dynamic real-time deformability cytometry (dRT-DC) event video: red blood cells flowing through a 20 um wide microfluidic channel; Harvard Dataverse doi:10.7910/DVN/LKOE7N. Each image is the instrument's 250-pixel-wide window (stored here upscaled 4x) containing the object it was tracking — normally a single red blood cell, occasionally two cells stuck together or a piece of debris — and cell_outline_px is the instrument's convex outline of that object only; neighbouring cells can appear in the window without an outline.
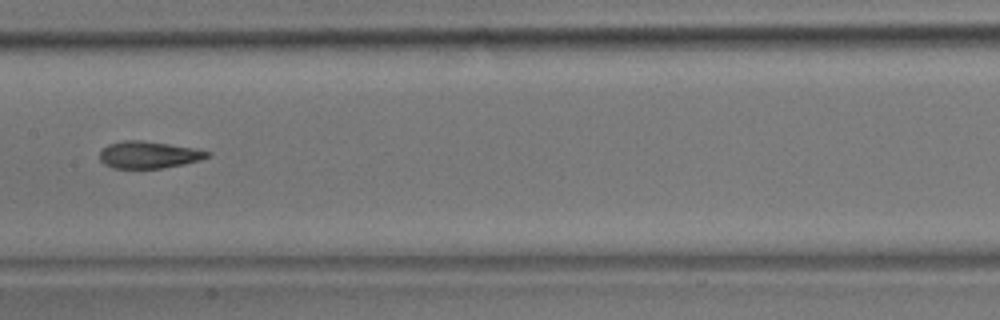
{"species": "common noctule bat (a hibernating species)", "species_latin": "Nyctalus noctula", "temperature_condition": "room temperature", "stored_images_in_passage": 37, "camera_frame_rate_fps": 3000, "um_per_image_px": 0.085, "animal": {"sex": "male", "body_mass_g": 17.9}, "frame": {"image": 1, "passage_image": 11, "time_ms": 3.333, "image_size_px": [1000, 320], "cell_outline_px": [[212, 152], [208, 156], [200, 160], [184, 164], [160, 168], [112, 168], [104, 164], [100, 160], [100, 152], [108, 144], [120, 140], [140, 140], [196, 148]], "centroid_in_image_um": [12.63, 13.15], "position_along_channel_um": 194.8, "area_um2": 16.94}}